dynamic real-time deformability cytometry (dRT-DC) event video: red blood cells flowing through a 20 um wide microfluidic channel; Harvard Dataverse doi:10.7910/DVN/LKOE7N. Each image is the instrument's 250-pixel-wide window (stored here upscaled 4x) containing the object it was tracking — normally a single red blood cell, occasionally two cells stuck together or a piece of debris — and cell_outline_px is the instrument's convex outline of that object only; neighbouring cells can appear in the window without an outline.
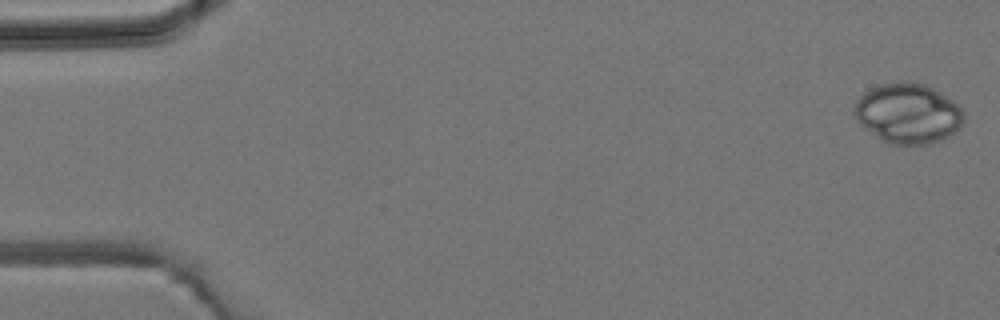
{"species": "common noctule bat (a hibernating species)", "species_latin": "Nyctalus noctula", "temperature_condition": "room temperature", "stored_images_in_passage": 5, "camera_frame_rate_fps": 3000, "um_per_image_px": 0.085, "animal": {"sex": "male", "body_mass_g": 19.2, "forearm_length_mm": 51.8}, "frame": {"image": 1, "passage_image": 1, "time_ms": 0.0, "image_size_px": [1000, 320], "cell_outline_px": [[964, 124], [956, 132], [940, 140], [928, 144], [888, 144], [880, 140], [860, 124], [852, 112], [856, 100], [864, 92], [880, 84], [904, 80], [924, 84], [940, 92], [960, 104], [964, 112]], "centroid_in_image_um": [77.19, 9.63], "position_along_channel_um": 7.8, "area_um2": 38.84}}